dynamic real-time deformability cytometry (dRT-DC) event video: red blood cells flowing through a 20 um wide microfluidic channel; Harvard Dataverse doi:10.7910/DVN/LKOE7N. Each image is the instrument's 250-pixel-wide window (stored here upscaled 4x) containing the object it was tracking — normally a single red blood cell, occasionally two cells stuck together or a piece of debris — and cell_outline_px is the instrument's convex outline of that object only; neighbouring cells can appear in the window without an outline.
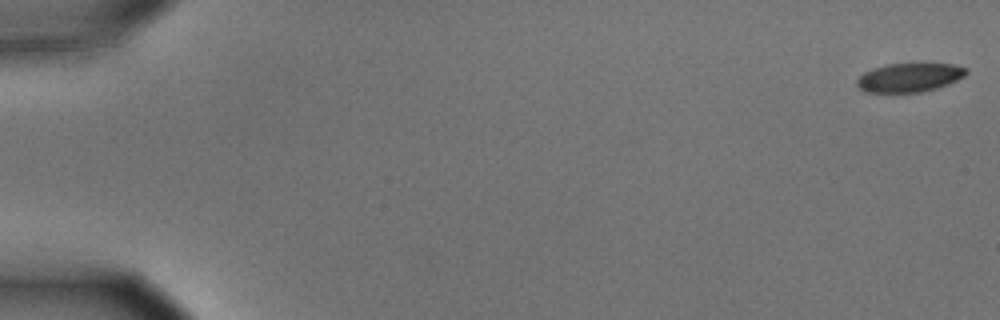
{"species": "common noctule bat (a hibernating species)", "species_latin": "Nyctalus noctula", "temperature_condition": "cold", "stored_images_in_passage": 58, "camera_frame_rate_fps": 3000, "um_per_image_px": 0.085, "animal": {"sex": "male", "body_mass_g": 15.6}, "frame": {"image": 1, "passage_image": 1, "time_ms": 0.0, "image_size_px": [1000, 320], "cell_outline_px": [[968, 72], [964, 76], [948, 84], [936, 88], [920, 92], [864, 92], [856, 84], [856, 80], [864, 72], [888, 64], [952, 64], [968, 68]], "centroid_in_image_um": [77.3, 6.59], "position_along_channel_um": 7.7, "area_um2": 18.15}}
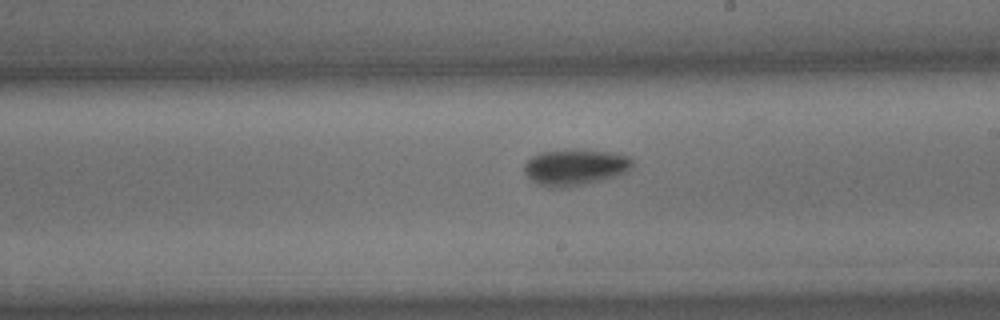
{"frame": {"image": 2, "passage_image": 34, "time_ms": 11.0, "image_size_px": [1000, 320], "cell_outline_px": [[632, 168], [628, 172], [616, 176], [588, 184], [568, 188], [548, 188], [536, 184], [524, 172], [524, 164], [532, 156], [540, 152], [572, 148], [612, 152], [628, 156], [632, 160]], "centroid_in_image_um": [48.88, 14.22], "position_along_channel_um": 240.1, "area_um2": 23.47}}
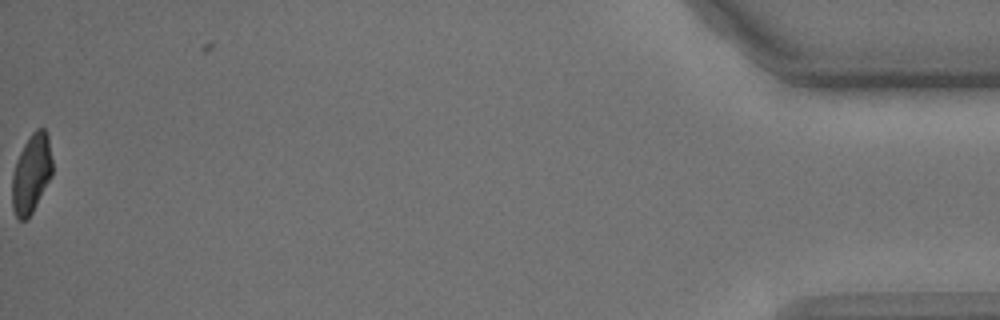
{"frame": {"image": 3, "passage_image": 58, "time_ms": 19.0, "image_size_px": [1000, 320], "cell_outline_px": [[52, 176], [32, 212], [24, 220], [20, 220], [16, 216], [12, 208], [12, 172], [16, 160], [24, 144], [32, 132], [36, 128], [44, 128], [48, 136], [52, 160]], "centroid_in_image_um": [2.66, 14.74], "position_along_channel_um": 432.5, "area_um2": 18.5}, "authors_computed_cell_mechanics": {"area_um2": 21.0681, "velocity_mm_per_s": 3.5477, "shape_relaxation_time_tau1_ms": 2.6473, "shape_relaxation_time_tau2_ms": null, "deformation_change_tau1": 0.1078, "deformation_change_tau2": null}}